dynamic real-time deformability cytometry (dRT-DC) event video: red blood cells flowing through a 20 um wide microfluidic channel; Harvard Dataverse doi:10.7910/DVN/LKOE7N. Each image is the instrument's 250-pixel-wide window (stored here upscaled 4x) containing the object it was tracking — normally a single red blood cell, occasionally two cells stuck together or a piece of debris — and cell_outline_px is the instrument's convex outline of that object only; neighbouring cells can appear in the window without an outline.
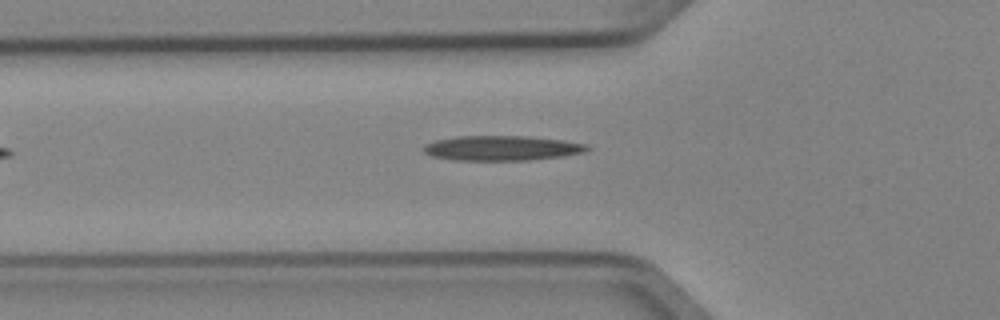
{"species": "Egyptian fruit bat (a non-hibernating species)", "species_latin": "Rousettus aegyptiacus", "temperature_condition": "cold", "stored_images_in_passage": 4, "camera_frame_rate_fps": 3000, "um_per_image_px": 0.085, "animal": {"sex": "female"}, "frame": {"image": 1, "passage_image": 4, "time_ms": 1.0, "image_size_px": [1000, 320], "cell_outline_px": [[592, 148], [584, 152], [560, 156], [528, 160], [456, 160], [432, 156], [424, 152], [424, 144], [436, 140], [456, 136], [528, 136], [564, 140], [584, 144]], "centroid_in_image_um": [42.64, 12.58], "position_along_channel_um": 83.2, "area_um2": 23.58}}